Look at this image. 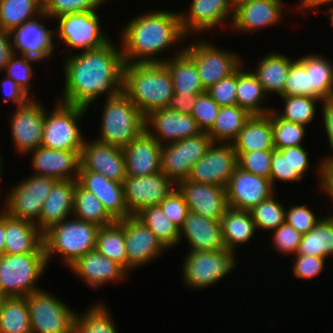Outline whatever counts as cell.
Wrapping results in <instances>:
<instances>
[{
	"label": "cell",
	"instance_id": "15",
	"mask_svg": "<svg viewBox=\"0 0 333 333\" xmlns=\"http://www.w3.org/2000/svg\"><path fill=\"white\" fill-rule=\"evenodd\" d=\"M124 228L128 273L154 260L168 251L155 234L136 216L117 221Z\"/></svg>",
	"mask_w": 333,
	"mask_h": 333
},
{
	"label": "cell",
	"instance_id": "35",
	"mask_svg": "<svg viewBox=\"0 0 333 333\" xmlns=\"http://www.w3.org/2000/svg\"><path fill=\"white\" fill-rule=\"evenodd\" d=\"M182 49L173 51L163 64L167 67L173 82L174 94L204 93L194 60Z\"/></svg>",
	"mask_w": 333,
	"mask_h": 333
},
{
	"label": "cell",
	"instance_id": "64",
	"mask_svg": "<svg viewBox=\"0 0 333 333\" xmlns=\"http://www.w3.org/2000/svg\"><path fill=\"white\" fill-rule=\"evenodd\" d=\"M298 1H300L298 4V7H297V9H299L298 12L300 11L302 13H303V11L306 13V10H307V12L308 11L309 12L313 11L315 13H316V11L321 12L320 11L321 7L326 6L327 4H329V5H327V7L333 5V0H298ZM324 13L329 16V21L333 28V6L327 8L326 12H324Z\"/></svg>",
	"mask_w": 333,
	"mask_h": 333
},
{
	"label": "cell",
	"instance_id": "53",
	"mask_svg": "<svg viewBox=\"0 0 333 333\" xmlns=\"http://www.w3.org/2000/svg\"><path fill=\"white\" fill-rule=\"evenodd\" d=\"M279 96H308L310 97V72L296 58L290 67L283 92Z\"/></svg>",
	"mask_w": 333,
	"mask_h": 333
},
{
	"label": "cell",
	"instance_id": "69",
	"mask_svg": "<svg viewBox=\"0 0 333 333\" xmlns=\"http://www.w3.org/2000/svg\"><path fill=\"white\" fill-rule=\"evenodd\" d=\"M243 1H246V0H233L234 3H241Z\"/></svg>",
	"mask_w": 333,
	"mask_h": 333
},
{
	"label": "cell",
	"instance_id": "24",
	"mask_svg": "<svg viewBox=\"0 0 333 333\" xmlns=\"http://www.w3.org/2000/svg\"><path fill=\"white\" fill-rule=\"evenodd\" d=\"M177 188L183 194L188 211L220 221L228 208L225 187L182 180Z\"/></svg>",
	"mask_w": 333,
	"mask_h": 333
},
{
	"label": "cell",
	"instance_id": "13",
	"mask_svg": "<svg viewBox=\"0 0 333 333\" xmlns=\"http://www.w3.org/2000/svg\"><path fill=\"white\" fill-rule=\"evenodd\" d=\"M211 137L201 134L162 145L161 171L176 185L187 180L192 167L212 145Z\"/></svg>",
	"mask_w": 333,
	"mask_h": 333
},
{
	"label": "cell",
	"instance_id": "57",
	"mask_svg": "<svg viewBox=\"0 0 333 333\" xmlns=\"http://www.w3.org/2000/svg\"><path fill=\"white\" fill-rule=\"evenodd\" d=\"M293 258L291 266L293 276L306 281L318 277L326 266V258L323 257L296 254Z\"/></svg>",
	"mask_w": 333,
	"mask_h": 333
},
{
	"label": "cell",
	"instance_id": "41",
	"mask_svg": "<svg viewBox=\"0 0 333 333\" xmlns=\"http://www.w3.org/2000/svg\"><path fill=\"white\" fill-rule=\"evenodd\" d=\"M43 13V0H0V28L11 32Z\"/></svg>",
	"mask_w": 333,
	"mask_h": 333
},
{
	"label": "cell",
	"instance_id": "58",
	"mask_svg": "<svg viewBox=\"0 0 333 333\" xmlns=\"http://www.w3.org/2000/svg\"><path fill=\"white\" fill-rule=\"evenodd\" d=\"M237 71L210 86L206 92L220 106L237 105Z\"/></svg>",
	"mask_w": 333,
	"mask_h": 333
},
{
	"label": "cell",
	"instance_id": "29",
	"mask_svg": "<svg viewBox=\"0 0 333 333\" xmlns=\"http://www.w3.org/2000/svg\"><path fill=\"white\" fill-rule=\"evenodd\" d=\"M127 175L140 177L161 171L162 145L146 130L122 148Z\"/></svg>",
	"mask_w": 333,
	"mask_h": 333
},
{
	"label": "cell",
	"instance_id": "22",
	"mask_svg": "<svg viewBox=\"0 0 333 333\" xmlns=\"http://www.w3.org/2000/svg\"><path fill=\"white\" fill-rule=\"evenodd\" d=\"M79 171H93L108 179L123 183L127 177L123 150L95 139L84 140Z\"/></svg>",
	"mask_w": 333,
	"mask_h": 333
},
{
	"label": "cell",
	"instance_id": "4",
	"mask_svg": "<svg viewBox=\"0 0 333 333\" xmlns=\"http://www.w3.org/2000/svg\"><path fill=\"white\" fill-rule=\"evenodd\" d=\"M70 219V220H69ZM97 225L70 217L54 225L43 234L46 261L49 266L58 255L70 267L80 257L96 247ZM55 255V256H54Z\"/></svg>",
	"mask_w": 333,
	"mask_h": 333
},
{
	"label": "cell",
	"instance_id": "48",
	"mask_svg": "<svg viewBox=\"0 0 333 333\" xmlns=\"http://www.w3.org/2000/svg\"><path fill=\"white\" fill-rule=\"evenodd\" d=\"M276 195L273 194L250 210L256 229L269 232L285 222L286 205H282Z\"/></svg>",
	"mask_w": 333,
	"mask_h": 333
},
{
	"label": "cell",
	"instance_id": "37",
	"mask_svg": "<svg viewBox=\"0 0 333 333\" xmlns=\"http://www.w3.org/2000/svg\"><path fill=\"white\" fill-rule=\"evenodd\" d=\"M245 64L237 70V105L246 109L251 115L268 114L272 111V107L269 108L265 104L270 98L252 71L244 69Z\"/></svg>",
	"mask_w": 333,
	"mask_h": 333
},
{
	"label": "cell",
	"instance_id": "60",
	"mask_svg": "<svg viewBox=\"0 0 333 333\" xmlns=\"http://www.w3.org/2000/svg\"><path fill=\"white\" fill-rule=\"evenodd\" d=\"M319 161L314 172L318 178L317 186H319L318 189H320L323 196H327V199L331 201L333 205V157L322 158ZM332 213L333 212L328 214Z\"/></svg>",
	"mask_w": 333,
	"mask_h": 333
},
{
	"label": "cell",
	"instance_id": "3",
	"mask_svg": "<svg viewBox=\"0 0 333 333\" xmlns=\"http://www.w3.org/2000/svg\"><path fill=\"white\" fill-rule=\"evenodd\" d=\"M122 92L146 117L168 107L174 94L172 77L163 62L128 63L123 68Z\"/></svg>",
	"mask_w": 333,
	"mask_h": 333
},
{
	"label": "cell",
	"instance_id": "1",
	"mask_svg": "<svg viewBox=\"0 0 333 333\" xmlns=\"http://www.w3.org/2000/svg\"><path fill=\"white\" fill-rule=\"evenodd\" d=\"M118 46L111 40L92 51L68 53L63 58L65 80L58 101L89 109L100 96L105 100L122 92L125 63Z\"/></svg>",
	"mask_w": 333,
	"mask_h": 333
},
{
	"label": "cell",
	"instance_id": "26",
	"mask_svg": "<svg viewBox=\"0 0 333 333\" xmlns=\"http://www.w3.org/2000/svg\"><path fill=\"white\" fill-rule=\"evenodd\" d=\"M31 153V154H30ZM81 151L48 149L40 146L30 151L33 175L52 177L56 180H77Z\"/></svg>",
	"mask_w": 333,
	"mask_h": 333
},
{
	"label": "cell",
	"instance_id": "51",
	"mask_svg": "<svg viewBox=\"0 0 333 333\" xmlns=\"http://www.w3.org/2000/svg\"><path fill=\"white\" fill-rule=\"evenodd\" d=\"M108 0H43V12L52 20L69 13L98 10Z\"/></svg>",
	"mask_w": 333,
	"mask_h": 333
},
{
	"label": "cell",
	"instance_id": "14",
	"mask_svg": "<svg viewBox=\"0 0 333 333\" xmlns=\"http://www.w3.org/2000/svg\"><path fill=\"white\" fill-rule=\"evenodd\" d=\"M35 98L15 108L10 115L9 127L14 148L22 156L41 146L45 107Z\"/></svg>",
	"mask_w": 333,
	"mask_h": 333
},
{
	"label": "cell",
	"instance_id": "49",
	"mask_svg": "<svg viewBox=\"0 0 333 333\" xmlns=\"http://www.w3.org/2000/svg\"><path fill=\"white\" fill-rule=\"evenodd\" d=\"M307 126L279 118L272 111L273 144L275 149L303 146Z\"/></svg>",
	"mask_w": 333,
	"mask_h": 333
},
{
	"label": "cell",
	"instance_id": "47",
	"mask_svg": "<svg viewBox=\"0 0 333 333\" xmlns=\"http://www.w3.org/2000/svg\"><path fill=\"white\" fill-rule=\"evenodd\" d=\"M284 102L283 108L279 110L272 108V111L281 119L309 126L317 116L316 103H323V100L308 96H279ZM282 109V111H280Z\"/></svg>",
	"mask_w": 333,
	"mask_h": 333
},
{
	"label": "cell",
	"instance_id": "2",
	"mask_svg": "<svg viewBox=\"0 0 333 333\" xmlns=\"http://www.w3.org/2000/svg\"><path fill=\"white\" fill-rule=\"evenodd\" d=\"M168 11L148 10L123 26L119 42L125 64L164 62V51L189 40L182 29L180 12Z\"/></svg>",
	"mask_w": 333,
	"mask_h": 333
},
{
	"label": "cell",
	"instance_id": "27",
	"mask_svg": "<svg viewBox=\"0 0 333 333\" xmlns=\"http://www.w3.org/2000/svg\"><path fill=\"white\" fill-rule=\"evenodd\" d=\"M77 183L88 192L93 193L115 221L132 216L128 212L122 183L93 171H79Z\"/></svg>",
	"mask_w": 333,
	"mask_h": 333
},
{
	"label": "cell",
	"instance_id": "28",
	"mask_svg": "<svg viewBox=\"0 0 333 333\" xmlns=\"http://www.w3.org/2000/svg\"><path fill=\"white\" fill-rule=\"evenodd\" d=\"M188 242L191 251H219L226 249L220 221L188 211L183 226L179 229V244Z\"/></svg>",
	"mask_w": 333,
	"mask_h": 333
},
{
	"label": "cell",
	"instance_id": "50",
	"mask_svg": "<svg viewBox=\"0 0 333 333\" xmlns=\"http://www.w3.org/2000/svg\"><path fill=\"white\" fill-rule=\"evenodd\" d=\"M32 63H39V61L19 53H14L8 61L4 72L7 74V77L12 78L31 98H36L30 92L33 88V83L30 82L32 77H34Z\"/></svg>",
	"mask_w": 333,
	"mask_h": 333
},
{
	"label": "cell",
	"instance_id": "20",
	"mask_svg": "<svg viewBox=\"0 0 333 333\" xmlns=\"http://www.w3.org/2000/svg\"><path fill=\"white\" fill-rule=\"evenodd\" d=\"M234 5V16L229 28L237 33L258 32L274 27L284 19L283 14L288 13L282 0H246Z\"/></svg>",
	"mask_w": 333,
	"mask_h": 333
},
{
	"label": "cell",
	"instance_id": "6",
	"mask_svg": "<svg viewBox=\"0 0 333 333\" xmlns=\"http://www.w3.org/2000/svg\"><path fill=\"white\" fill-rule=\"evenodd\" d=\"M45 253L0 256V288L6 297H26L38 291L39 279L47 271Z\"/></svg>",
	"mask_w": 333,
	"mask_h": 333
},
{
	"label": "cell",
	"instance_id": "56",
	"mask_svg": "<svg viewBox=\"0 0 333 333\" xmlns=\"http://www.w3.org/2000/svg\"><path fill=\"white\" fill-rule=\"evenodd\" d=\"M306 204L289 206L285 211V221L298 232L308 233L323 217L311 210Z\"/></svg>",
	"mask_w": 333,
	"mask_h": 333
},
{
	"label": "cell",
	"instance_id": "67",
	"mask_svg": "<svg viewBox=\"0 0 333 333\" xmlns=\"http://www.w3.org/2000/svg\"><path fill=\"white\" fill-rule=\"evenodd\" d=\"M3 165H4V163H3L2 155L0 153V180L2 179L1 177L3 175V167H4Z\"/></svg>",
	"mask_w": 333,
	"mask_h": 333
},
{
	"label": "cell",
	"instance_id": "59",
	"mask_svg": "<svg viewBox=\"0 0 333 333\" xmlns=\"http://www.w3.org/2000/svg\"><path fill=\"white\" fill-rule=\"evenodd\" d=\"M165 215L180 229L188 213L183 194L176 187L160 204Z\"/></svg>",
	"mask_w": 333,
	"mask_h": 333
},
{
	"label": "cell",
	"instance_id": "45",
	"mask_svg": "<svg viewBox=\"0 0 333 333\" xmlns=\"http://www.w3.org/2000/svg\"><path fill=\"white\" fill-rule=\"evenodd\" d=\"M103 303L95 301L84 312L76 313L74 333H118L111 311Z\"/></svg>",
	"mask_w": 333,
	"mask_h": 333
},
{
	"label": "cell",
	"instance_id": "16",
	"mask_svg": "<svg viewBox=\"0 0 333 333\" xmlns=\"http://www.w3.org/2000/svg\"><path fill=\"white\" fill-rule=\"evenodd\" d=\"M122 184L128 212L132 216L145 207L159 205L177 187L162 171L140 177L127 175Z\"/></svg>",
	"mask_w": 333,
	"mask_h": 333
},
{
	"label": "cell",
	"instance_id": "8",
	"mask_svg": "<svg viewBox=\"0 0 333 333\" xmlns=\"http://www.w3.org/2000/svg\"><path fill=\"white\" fill-rule=\"evenodd\" d=\"M97 10L61 15L55 20L58 24L54 28V38L63 42L68 50L77 53L92 51L106 45L111 41L101 27L100 16Z\"/></svg>",
	"mask_w": 333,
	"mask_h": 333
},
{
	"label": "cell",
	"instance_id": "54",
	"mask_svg": "<svg viewBox=\"0 0 333 333\" xmlns=\"http://www.w3.org/2000/svg\"><path fill=\"white\" fill-rule=\"evenodd\" d=\"M220 108L210 95L204 92L197 96L191 116L196 120L200 130L207 133L212 128Z\"/></svg>",
	"mask_w": 333,
	"mask_h": 333
},
{
	"label": "cell",
	"instance_id": "63",
	"mask_svg": "<svg viewBox=\"0 0 333 333\" xmlns=\"http://www.w3.org/2000/svg\"><path fill=\"white\" fill-rule=\"evenodd\" d=\"M202 93L173 94L168 108L183 114H191L196 104L197 96Z\"/></svg>",
	"mask_w": 333,
	"mask_h": 333
},
{
	"label": "cell",
	"instance_id": "68",
	"mask_svg": "<svg viewBox=\"0 0 333 333\" xmlns=\"http://www.w3.org/2000/svg\"><path fill=\"white\" fill-rule=\"evenodd\" d=\"M6 296L3 294L1 288H0V305L3 303V301L5 300Z\"/></svg>",
	"mask_w": 333,
	"mask_h": 333
},
{
	"label": "cell",
	"instance_id": "11",
	"mask_svg": "<svg viewBox=\"0 0 333 333\" xmlns=\"http://www.w3.org/2000/svg\"><path fill=\"white\" fill-rule=\"evenodd\" d=\"M195 39L184 47V51L194 60L205 90L232 75L244 64V58L238 53L217 47L204 38Z\"/></svg>",
	"mask_w": 333,
	"mask_h": 333
},
{
	"label": "cell",
	"instance_id": "21",
	"mask_svg": "<svg viewBox=\"0 0 333 333\" xmlns=\"http://www.w3.org/2000/svg\"><path fill=\"white\" fill-rule=\"evenodd\" d=\"M228 207L250 211L276 193L268 178L254 175L236 167L225 187Z\"/></svg>",
	"mask_w": 333,
	"mask_h": 333
},
{
	"label": "cell",
	"instance_id": "31",
	"mask_svg": "<svg viewBox=\"0 0 333 333\" xmlns=\"http://www.w3.org/2000/svg\"><path fill=\"white\" fill-rule=\"evenodd\" d=\"M309 158V152L304 145L274 149L270 173L274 189L277 181L300 183L310 169Z\"/></svg>",
	"mask_w": 333,
	"mask_h": 333
},
{
	"label": "cell",
	"instance_id": "43",
	"mask_svg": "<svg viewBox=\"0 0 333 333\" xmlns=\"http://www.w3.org/2000/svg\"><path fill=\"white\" fill-rule=\"evenodd\" d=\"M95 249L128 272L124 228L117 221L98 229Z\"/></svg>",
	"mask_w": 333,
	"mask_h": 333
},
{
	"label": "cell",
	"instance_id": "10",
	"mask_svg": "<svg viewBox=\"0 0 333 333\" xmlns=\"http://www.w3.org/2000/svg\"><path fill=\"white\" fill-rule=\"evenodd\" d=\"M31 333H74L77 310L43 288L25 297Z\"/></svg>",
	"mask_w": 333,
	"mask_h": 333
},
{
	"label": "cell",
	"instance_id": "5",
	"mask_svg": "<svg viewBox=\"0 0 333 333\" xmlns=\"http://www.w3.org/2000/svg\"><path fill=\"white\" fill-rule=\"evenodd\" d=\"M101 115V143L124 148L145 130L144 115L123 92L105 99Z\"/></svg>",
	"mask_w": 333,
	"mask_h": 333
},
{
	"label": "cell",
	"instance_id": "25",
	"mask_svg": "<svg viewBox=\"0 0 333 333\" xmlns=\"http://www.w3.org/2000/svg\"><path fill=\"white\" fill-rule=\"evenodd\" d=\"M72 274L96 290L107 285L125 281L128 272L116 262L108 259L96 249L87 252L69 267Z\"/></svg>",
	"mask_w": 333,
	"mask_h": 333
},
{
	"label": "cell",
	"instance_id": "23",
	"mask_svg": "<svg viewBox=\"0 0 333 333\" xmlns=\"http://www.w3.org/2000/svg\"><path fill=\"white\" fill-rule=\"evenodd\" d=\"M145 130L161 145L202 133L191 114L168 107L155 110L145 117Z\"/></svg>",
	"mask_w": 333,
	"mask_h": 333
},
{
	"label": "cell",
	"instance_id": "52",
	"mask_svg": "<svg viewBox=\"0 0 333 333\" xmlns=\"http://www.w3.org/2000/svg\"><path fill=\"white\" fill-rule=\"evenodd\" d=\"M237 154L238 167L254 175L270 179L273 150Z\"/></svg>",
	"mask_w": 333,
	"mask_h": 333
},
{
	"label": "cell",
	"instance_id": "46",
	"mask_svg": "<svg viewBox=\"0 0 333 333\" xmlns=\"http://www.w3.org/2000/svg\"><path fill=\"white\" fill-rule=\"evenodd\" d=\"M0 333H31L25 297H6L0 305Z\"/></svg>",
	"mask_w": 333,
	"mask_h": 333
},
{
	"label": "cell",
	"instance_id": "42",
	"mask_svg": "<svg viewBox=\"0 0 333 333\" xmlns=\"http://www.w3.org/2000/svg\"><path fill=\"white\" fill-rule=\"evenodd\" d=\"M72 217L93 223L98 227L108 226L115 220L106 212L101 201L93 194L75 185Z\"/></svg>",
	"mask_w": 333,
	"mask_h": 333
},
{
	"label": "cell",
	"instance_id": "66",
	"mask_svg": "<svg viewBox=\"0 0 333 333\" xmlns=\"http://www.w3.org/2000/svg\"><path fill=\"white\" fill-rule=\"evenodd\" d=\"M5 248V212L0 211V256L4 254Z\"/></svg>",
	"mask_w": 333,
	"mask_h": 333
},
{
	"label": "cell",
	"instance_id": "17",
	"mask_svg": "<svg viewBox=\"0 0 333 333\" xmlns=\"http://www.w3.org/2000/svg\"><path fill=\"white\" fill-rule=\"evenodd\" d=\"M237 164L232 143H212L205 155L193 165L189 181L226 187Z\"/></svg>",
	"mask_w": 333,
	"mask_h": 333
},
{
	"label": "cell",
	"instance_id": "39",
	"mask_svg": "<svg viewBox=\"0 0 333 333\" xmlns=\"http://www.w3.org/2000/svg\"><path fill=\"white\" fill-rule=\"evenodd\" d=\"M297 254L333 257V214L323 216L308 232L303 234Z\"/></svg>",
	"mask_w": 333,
	"mask_h": 333
},
{
	"label": "cell",
	"instance_id": "7",
	"mask_svg": "<svg viewBox=\"0 0 333 333\" xmlns=\"http://www.w3.org/2000/svg\"><path fill=\"white\" fill-rule=\"evenodd\" d=\"M54 105L50 113L45 108L41 146L48 149L81 151L85 137L80 127V119L88 114V109L58 100Z\"/></svg>",
	"mask_w": 333,
	"mask_h": 333
},
{
	"label": "cell",
	"instance_id": "44",
	"mask_svg": "<svg viewBox=\"0 0 333 333\" xmlns=\"http://www.w3.org/2000/svg\"><path fill=\"white\" fill-rule=\"evenodd\" d=\"M135 216L155 234L167 250L179 244V228L165 215L160 205L145 207Z\"/></svg>",
	"mask_w": 333,
	"mask_h": 333
},
{
	"label": "cell",
	"instance_id": "36",
	"mask_svg": "<svg viewBox=\"0 0 333 333\" xmlns=\"http://www.w3.org/2000/svg\"><path fill=\"white\" fill-rule=\"evenodd\" d=\"M220 226L224 245L230 251H236L239 245L249 244L258 233L250 211L230 207L225 210Z\"/></svg>",
	"mask_w": 333,
	"mask_h": 333
},
{
	"label": "cell",
	"instance_id": "62",
	"mask_svg": "<svg viewBox=\"0 0 333 333\" xmlns=\"http://www.w3.org/2000/svg\"><path fill=\"white\" fill-rule=\"evenodd\" d=\"M322 109L321 118L323 122V128L325 129L324 131L327 140L329 142V148H331V155H327L323 158H331L333 157V98L325 99L323 103L320 105Z\"/></svg>",
	"mask_w": 333,
	"mask_h": 333
},
{
	"label": "cell",
	"instance_id": "34",
	"mask_svg": "<svg viewBox=\"0 0 333 333\" xmlns=\"http://www.w3.org/2000/svg\"><path fill=\"white\" fill-rule=\"evenodd\" d=\"M294 60L279 51H271L259 59L254 71L251 69L269 98L273 94L279 96L283 92L291 64Z\"/></svg>",
	"mask_w": 333,
	"mask_h": 333
},
{
	"label": "cell",
	"instance_id": "30",
	"mask_svg": "<svg viewBox=\"0 0 333 333\" xmlns=\"http://www.w3.org/2000/svg\"><path fill=\"white\" fill-rule=\"evenodd\" d=\"M77 180H57L43 203L36 226L44 234L54 225L72 217Z\"/></svg>",
	"mask_w": 333,
	"mask_h": 333
},
{
	"label": "cell",
	"instance_id": "40",
	"mask_svg": "<svg viewBox=\"0 0 333 333\" xmlns=\"http://www.w3.org/2000/svg\"><path fill=\"white\" fill-rule=\"evenodd\" d=\"M251 116L246 109L238 105L221 107L207 134L213 143H232Z\"/></svg>",
	"mask_w": 333,
	"mask_h": 333
},
{
	"label": "cell",
	"instance_id": "18",
	"mask_svg": "<svg viewBox=\"0 0 333 333\" xmlns=\"http://www.w3.org/2000/svg\"><path fill=\"white\" fill-rule=\"evenodd\" d=\"M234 7L233 0H191L188 11H180L182 29L187 36L198 37L202 32L215 31L226 22L232 23Z\"/></svg>",
	"mask_w": 333,
	"mask_h": 333
},
{
	"label": "cell",
	"instance_id": "33",
	"mask_svg": "<svg viewBox=\"0 0 333 333\" xmlns=\"http://www.w3.org/2000/svg\"><path fill=\"white\" fill-rule=\"evenodd\" d=\"M232 145L236 153L274 150L272 111L264 115H252Z\"/></svg>",
	"mask_w": 333,
	"mask_h": 333
},
{
	"label": "cell",
	"instance_id": "32",
	"mask_svg": "<svg viewBox=\"0 0 333 333\" xmlns=\"http://www.w3.org/2000/svg\"><path fill=\"white\" fill-rule=\"evenodd\" d=\"M45 253L43 233L36 224L5 212L4 254Z\"/></svg>",
	"mask_w": 333,
	"mask_h": 333
},
{
	"label": "cell",
	"instance_id": "65",
	"mask_svg": "<svg viewBox=\"0 0 333 333\" xmlns=\"http://www.w3.org/2000/svg\"><path fill=\"white\" fill-rule=\"evenodd\" d=\"M10 32L0 28V72H3L14 54Z\"/></svg>",
	"mask_w": 333,
	"mask_h": 333
},
{
	"label": "cell",
	"instance_id": "55",
	"mask_svg": "<svg viewBox=\"0 0 333 333\" xmlns=\"http://www.w3.org/2000/svg\"><path fill=\"white\" fill-rule=\"evenodd\" d=\"M272 243L277 250L282 255H296L299 249V244L302 239L303 234L298 232L286 221L281 224L277 229L272 231Z\"/></svg>",
	"mask_w": 333,
	"mask_h": 333
},
{
	"label": "cell",
	"instance_id": "12",
	"mask_svg": "<svg viewBox=\"0 0 333 333\" xmlns=\"http://www.w3.org/2000/svg\"><path fill=\"white\" fill-rule=\"evenodd\" d=\"M57 180L52 177L29 175L16 182L5 195L2 210L9 216L36 224L43 203Z\"/></svg>",
	"mask_w": 333,
	"mask_h": 333
},
{
	"label": "cell",
	"instance_id": "38",
	"mask_svg": "<svg viewBox=\"0 0 333 333\" xmlns=\"http://www.w3.org/2000/svg\"><path fill=\"white\" fill-rule=\"evenodd\" d=\"M310 72V97L333 98V61L320 53L297 57Z\"/></svg>",
	"mask_w": 333,
	"mask_h": 333
},
{
	"label": "cell",
	"instance_id": "9",
	"mask_svg": "<svg viewBox=\"0 0 333 333\" xmlns=\"http://www.w3.org/2000/svg\"><path fill=\"white\" fill-rule=\"evenodd\" d=\"M237 251H191L182 262L183 283L193 289L208 288L236 269Z\"/></svg>",
	"mask_w": 333,
	"mask_h": 333
},
{
	"label": "cell",
	"instance_id": "61",
	"mask_svg": "<svg viewBox=\"0 0 333 333\" xmlns=\"http://www.w3.org/2000/svg\"><path fill=\"white\" fill-rule=\"evenodd\" d=\"M0 87L3 91V103H15V107L25 105L31 97L12 79L7 76L0 81Z\"/></svg>",
	"mask_w": 333,
	"mask_h": 333
},
{
	"label": "cell",
	"instance_id": "19",
	"mask_svg": "<svg viewBox=\"0 0 333 333\" xmlns=\"http://www.w3.org/2000/svg\"><path fill=\"white\" fill-rule=\"evenodd\" d=\"M42 20L46 23L47 20L52 21L50 17L43 13L36 19L25 22L10 32L15 53L36 59L39 62H44L50 60L49 58L52 56L54 57V50H56L54 29L47 28Z\"/></svg>",
	"mask_w": 333,
	"mask_h": 333
}]
</instances>
